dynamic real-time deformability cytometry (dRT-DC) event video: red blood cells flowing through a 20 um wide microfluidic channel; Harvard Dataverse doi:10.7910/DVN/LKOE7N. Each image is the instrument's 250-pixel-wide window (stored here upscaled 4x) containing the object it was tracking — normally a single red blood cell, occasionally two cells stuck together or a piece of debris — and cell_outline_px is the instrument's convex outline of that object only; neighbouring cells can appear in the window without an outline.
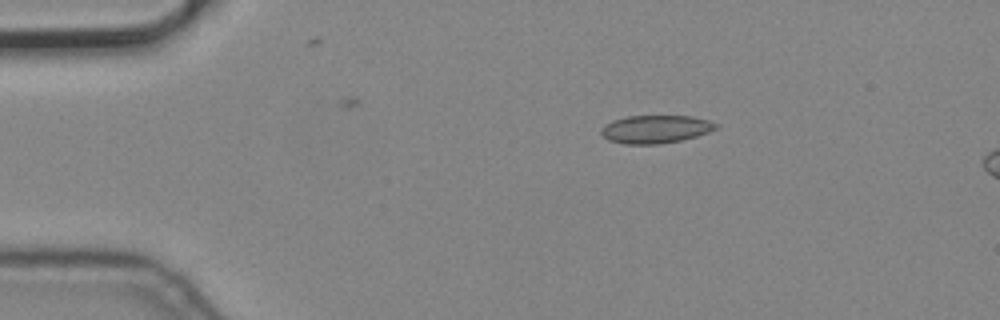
{"species": "common noctule bat (a hibernating species)", "species_latin": "Nyctalus noctula", "temperature_condition": "cold", "stored_images_in_passage": 3, "camera_frame_rate_fps": 3000, "um_per_image_px": 0.085, "animal": {"sex": "male", "body_mass_g": 19.2, "forearm_length_mm": 51.8}, "frame": {"image": 1, "passage_image": 1, "time_ms": 0.0, "image_size_px": [1000, 320], "cell_outline_px": [[720, 124], [716, 128], [708, 132], [696, 136], [680, 140], [660, 144], [624, 144], [608, 140], [600, 132], [600, 128], [604, 124], [612, 120], [628, 116], [692, 116], [708, 120]], "centroid_in_image_um": [55.69, 10.97], "position_along_channel_um": 29.3, "area_um2": 18.79}}